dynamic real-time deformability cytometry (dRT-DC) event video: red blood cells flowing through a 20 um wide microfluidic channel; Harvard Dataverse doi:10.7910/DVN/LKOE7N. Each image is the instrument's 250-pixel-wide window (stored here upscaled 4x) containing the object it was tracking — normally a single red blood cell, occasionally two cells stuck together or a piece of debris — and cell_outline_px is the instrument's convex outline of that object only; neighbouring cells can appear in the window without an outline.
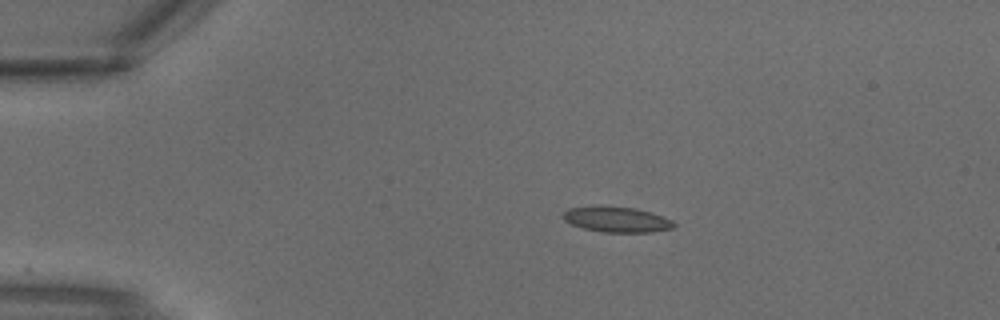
{"species": "common noctule bat (a hibernating species)", "species_latin": "Nyctalus noctula", "temperature_condition": "warm", "stored_images_in_passage": 2, "camera_frame_rate_fps": 3000, "um_per_image_px": 0.085, "animal": {"sex": "male", "body_mass_g": 18.8}, "frame": {"image": 1, "passage_image": 1, "time_ms": 0.0, "image_size_px": [1000, 320], "cell_outline_px": [[676, 224], [672, 228], [652, 232], [604, 232], [584, 228], [572, 224], [564, 220], [560, 216], [568, 208], [596, 204], [636, 208], [664, 216], [672, 220]], "centroid_in_image_um": [52.38, 18.62], "position_along_channel_um": 32.6, "area_um2": 16.82}}